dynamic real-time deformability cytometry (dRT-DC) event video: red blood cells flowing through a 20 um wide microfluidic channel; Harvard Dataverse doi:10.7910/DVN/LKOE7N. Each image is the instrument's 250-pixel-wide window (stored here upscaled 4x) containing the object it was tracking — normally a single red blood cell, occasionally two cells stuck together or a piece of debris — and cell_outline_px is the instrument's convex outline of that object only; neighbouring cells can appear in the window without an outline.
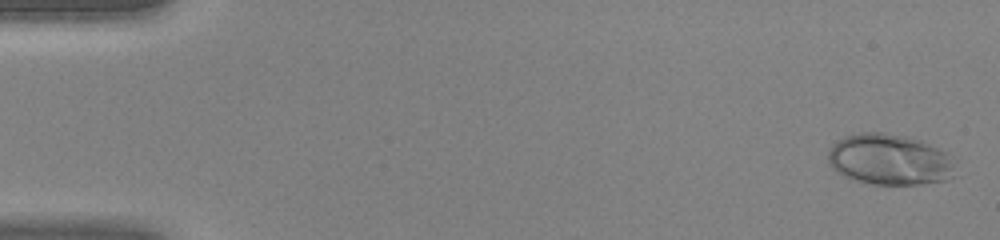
{"species": "human", "species_latin": "Homo sapiens", "temperature_condition": "warm", "stored_images_in_passage": 45, "camera_frame_rate_fps": 3000, "um_per_image_px": 0.085, "donor": {"sex": "female"}, "frame": {"image": 1, "passage_image": 2, "time_ms": 0.333, "image_size_px": [1000, 240], "cell_outline_px": [[960, 176], [948, 180], [920, 184], [872, 184], [852, 180], [836, 172], [828, 164], [828, 148], [836, 140], [860, 132], [884, 132], [924, 140], [948, 152], [956, 160]], "centroid_in_image_um": [75.71, 13.57], "position_along_channel_um": 9.3, "area_um2": 39.13}}
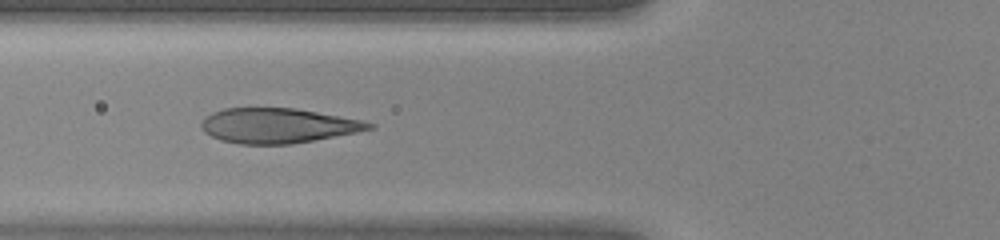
{"frame": {"image": 2, "passage_image": 18, "time_ms": 5.667, "image_size_px": [1000, 240], "cell_outline_px": [[376, 128], [356, 132], [292, 144], [240, 144], [220, 140], [204, 132], [200, 128], [200, 124], [204, 116], [212, 112], [224, 108], [296, 108], [340, 116], [360, 120], [376, 124]], "centroid_in_image_um": [23.58, 10.67], "position_along_channel_um": 102.2, "area_um2": 34.16}}
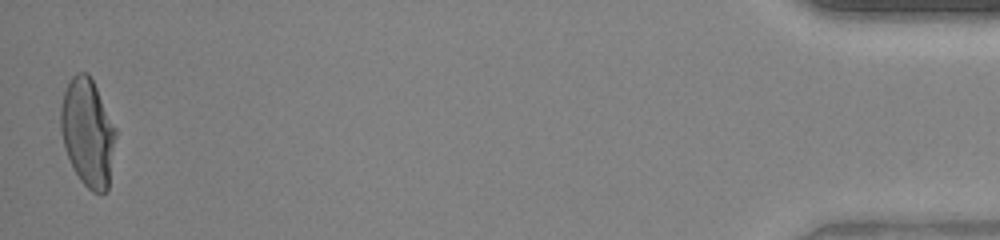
{"frame": {"image": 3, "passage_image": 45, "time_ms": 14.667, "image_size_px": [1000, 240], "cell_outline_px": [[116, 136], [108, 188], [100, 196], [92, 192], [80, 180], [64, 148], [60, 128], [60, 108], [64, 92], [68, 80], [76, 72], [88, 72], [116, 128]], "centroid_in_image_um": [7.44, 11.26], "position_along_channel_um": 427.8, "area_um2": 34.51}}